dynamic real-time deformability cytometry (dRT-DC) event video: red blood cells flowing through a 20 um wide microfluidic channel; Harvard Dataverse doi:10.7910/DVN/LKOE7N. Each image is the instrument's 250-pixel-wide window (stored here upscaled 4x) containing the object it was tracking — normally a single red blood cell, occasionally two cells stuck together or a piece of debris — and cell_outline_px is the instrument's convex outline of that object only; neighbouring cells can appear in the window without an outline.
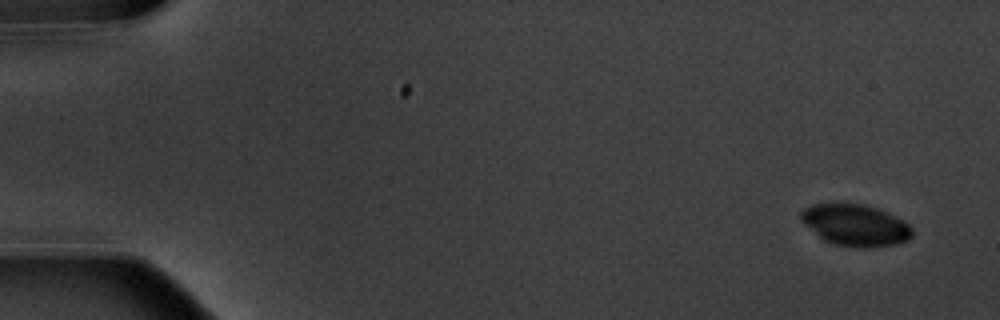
{"species": "common noctule bat (a hibernating species)", "species_latin": "Nyctalus noctula", "temperature_condition": "warm", "stored_images_in_passage": 6, "segment_of_instrument_passage": [1, 2], "camera_frame_rate_fps": 3000, "um_per_image_px": 0.085, "animal": {"sex": "male", "body_mass_g": 20.1, "forearm_length_mm": 53.5}, "frame": {"image": 1, "passage_image": 1, "time_ms": 0.0, "image_size_px": [1000, 320], "cell_outline_px": [[912, 236], [908, 240], [892, 244], [864, 248], [832, 244], [824, 240], [804, 224], [800, 220], [800, 212], [804, 208], [812, 204], [864, 204], [888, 212], [904, 220], [912, 228]], "centroid_in_image_um": [72.7, 19.13], "position_along_channel_um": 12.3, "area_um2": 26.82}}
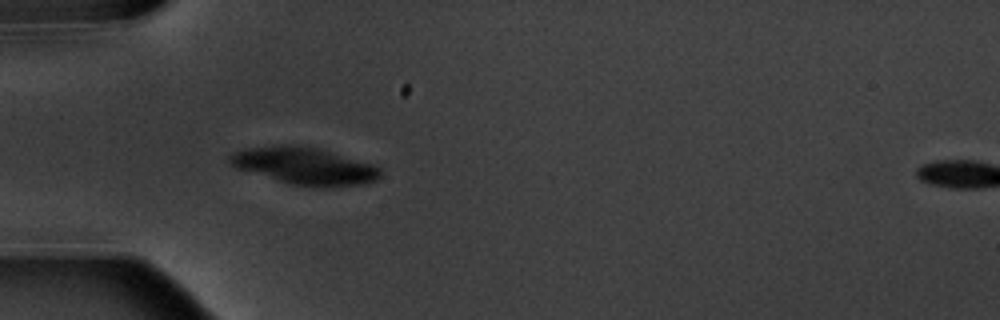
{"frame": {"image": 2, "passage_image": 5, "time_ms": 5.0, "image_size_px": [1000, 320], "cell_outline_px": [[380, 176], [376, 180], [364, 184], [332, 188], [288, 184], [236, 168], [228, 164], [228, 156], [232, 152], [244, 148], [272, 144], [296, 144], [316, 148], [372, 164], [380, 168]], "centroid_in_image_um": [25.81, 14.1], "position_along_channel_um": 59.2, "area_um2": 33.0}}